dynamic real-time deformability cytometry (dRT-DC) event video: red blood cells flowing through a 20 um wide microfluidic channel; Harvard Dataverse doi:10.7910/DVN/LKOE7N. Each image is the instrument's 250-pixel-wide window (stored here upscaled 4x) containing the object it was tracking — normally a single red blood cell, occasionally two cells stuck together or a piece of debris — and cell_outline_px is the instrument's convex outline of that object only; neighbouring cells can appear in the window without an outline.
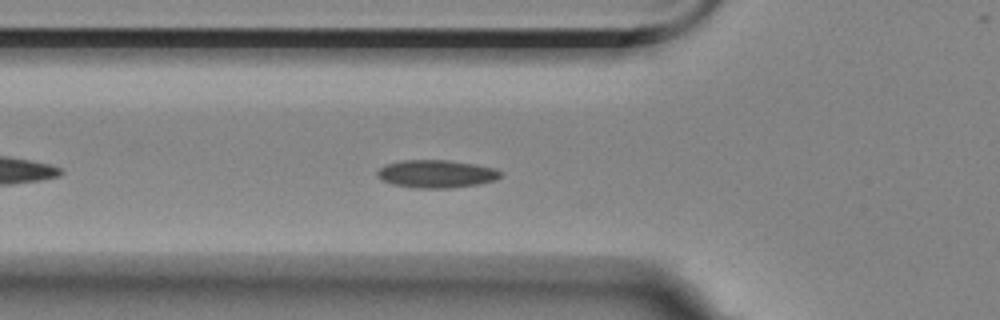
{"species": "Egyptian fruit bat (a non-hibernating species)", "species_latin": "Rousettus aegyptiacus", "temperature_condition": "room temperature", "stored_images_in_passage": 46, "camera_frame_rate_fps": 3000, "um_per_image_px": 0.085, "animal": {"sex": "female"}, "frame": {"image": 1, "passage_image": 8, "time_ms": 2.333, "image_size_px": [1000, 320], "cell_outline_px": [[500, 176], [496, 180], [480, 184], [452, 188], [416, 188], [392, 184], [380, 180], [376, 176], [376, 172], [384, 164], [404, 160], [444, 160], [476, 164], [496, 168], [500, 172]], "centroid_in_image_um": [37.06, 14.78], "position_along_channel_um": 88.7, "area_um2": 20.17}}
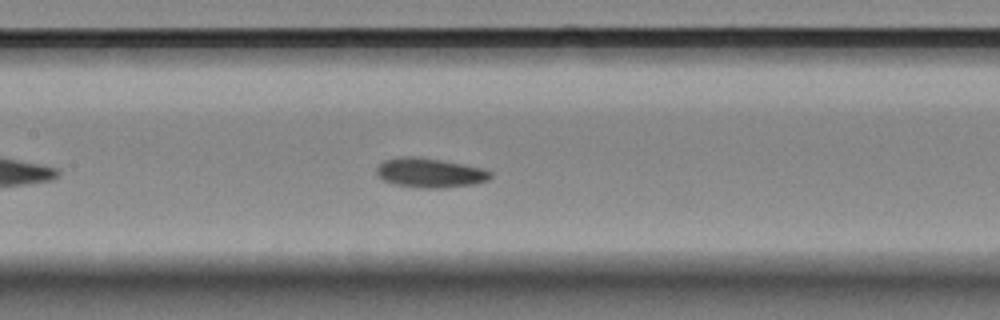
{"frame": {"image": 2, "passage_image": 15, "time_ms": 4.667, "image_size_px": [1000, 320], "cell_outline_px": [[492, 176], [488, 180], [476, 184], [440, 188], [420, 188], [396, 184], [384, 180], [376, 172], [376, 168], [384, 160], [400, 156], [420, 156], [464, 164], [484, 168], [492, 172]], "centroid_in_image_um": [36.58, 14.67], "position_along_channel_um": 170.8, "area_um2": 19.71}}
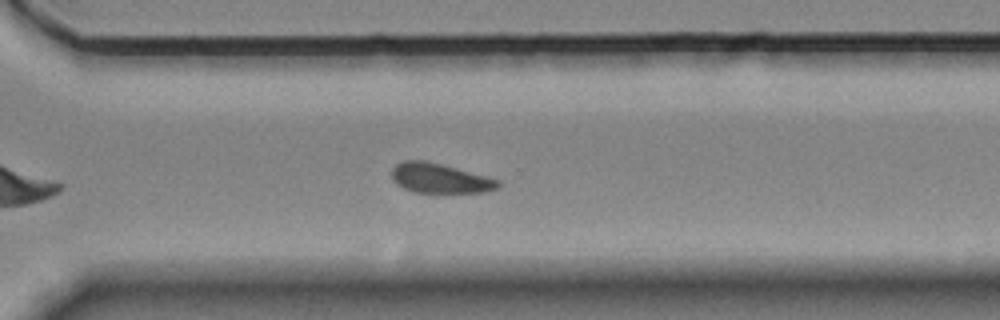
{"frame": {"image": 3, "passage_image": 29, "time_ms": 9.333, "image_size_px": [1000, 320], "cell_outline_px": [[500, 188], [484, 192], [416, 192], [404, 188], [396, 184], [392, 176], [392, 168], [400, 160], [424, 160], [456, 168], [500, 180]], "centroid_in_image_um": [37.38, 15.15], "position_along_channel_um": 333.2, "area_um2": 18.26}, "authors_computed_cell_mechanics": {"area_um2": 18.9295, "velocity_mm_per_s": 3.4898, "shape_relaxation_time_tau1_ms": 5.8058, "shape_relaxation_time_tau2_ms": 10.1161, "deformation_change_tau1": 0.0805, "deformation_change_tau2": 0.1311}}